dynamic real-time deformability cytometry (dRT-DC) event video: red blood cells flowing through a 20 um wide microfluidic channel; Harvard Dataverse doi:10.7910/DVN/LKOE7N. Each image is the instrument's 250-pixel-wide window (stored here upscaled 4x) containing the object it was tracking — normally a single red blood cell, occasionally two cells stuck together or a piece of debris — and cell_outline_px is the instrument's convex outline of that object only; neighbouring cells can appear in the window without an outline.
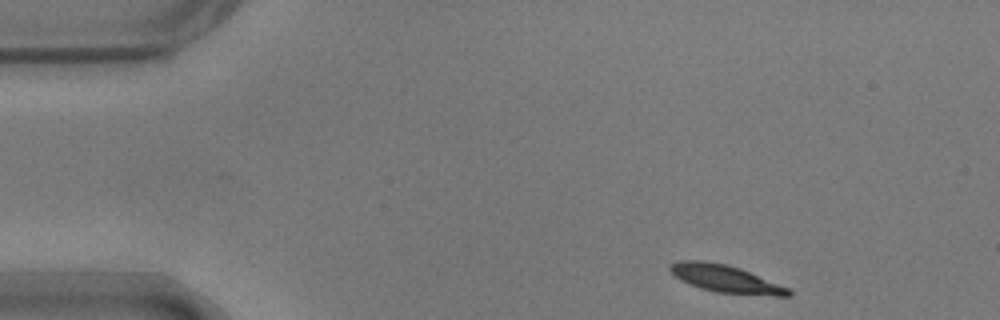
{"species": "common noctule bat (a hibernating species)", "species_latin": "Nyctalus noctula", "temperature_condition": "warm", "stored_images_in_passage": 49, "camera_frame_rate_fps": 3000, "um_per_image_px": 0.085, "animal": {"sex": "male", "body_mass_g": 17.9}, "frame": {"image": 1, "passage_image": 1, "time_ms": 0.0, "image_size_px": [1000, 320], "cell_outline_px": [[792, 296], [776, 296], [716, 292], [700, 288], [680, 280], [668, 268], [668, 264], [680, 260], [704, 260], [728, 264], [740, 268], [788, 288], [792, 292]], "centroid_in_image_um": [61.64, 23.68], "position_along_channel_um": 23.4, "area_um2": 18.9}}
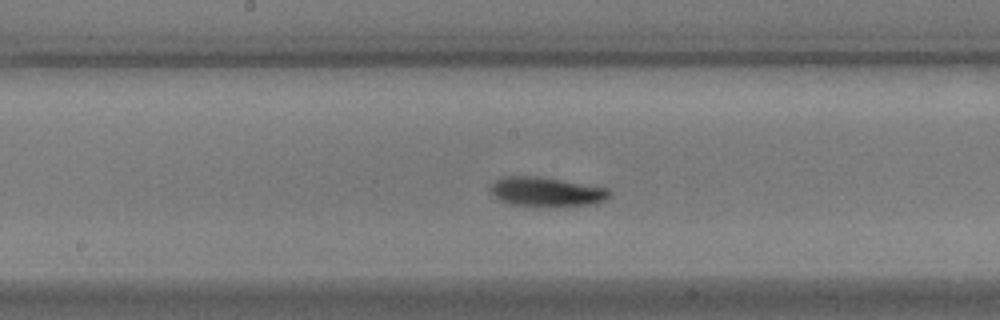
{"frame": {"image": 2, "passage_image": 22, "time_ms": 7.0, "image_size_px": [1000, 320], "cell_outline_px": [[612, 196], [596, 204], [556, 208], [548, 208], [512, 204], [500, 200], [488, 188], [500, 176], [540, 176], [608, 188], [612, 192]], "centroid_in_image_um": [46.5, 16.32], "position_along_channel_um": 201.7, "area_um2": 21.04}}
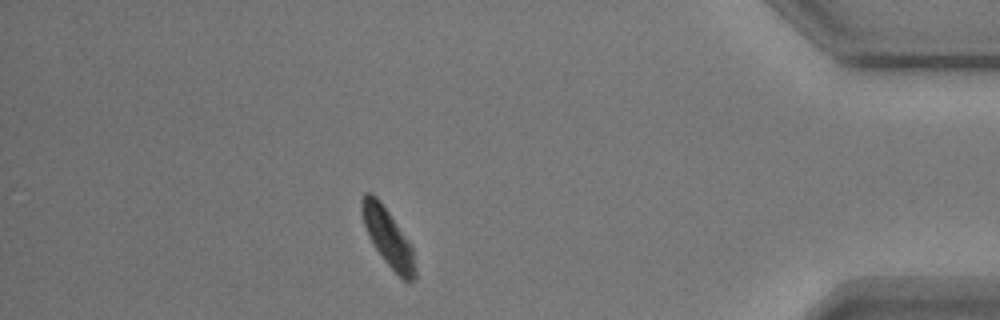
{"frame": {"image": 3, "passage_image": 42, "time_ms": 13.667, "image_size_px": [1000, 320], "cell_outline_px": [[416, 276], [408, 284], [384, 260], [372, 244], [368, 236], [360, 212], [360, 200], [364, 192], [372, 192], [380, 200], [412, 244], [416, 268]], "centroid_in_image_um": [32.96, 20.14], "position_along_channel_um": 402.2, "area_um2": 18.26}, "authors_computed_cell_mechanics": {"area_um2": 19.1896, "velocity_mm_per_s": 3.6462, "shape_relaxation_time_tau1_ms": 2.6332, "shape_relaxation_time_tau2_ms": null, "deformation_change_tau1": 0.1187, "deformation_change_tau2": null}}